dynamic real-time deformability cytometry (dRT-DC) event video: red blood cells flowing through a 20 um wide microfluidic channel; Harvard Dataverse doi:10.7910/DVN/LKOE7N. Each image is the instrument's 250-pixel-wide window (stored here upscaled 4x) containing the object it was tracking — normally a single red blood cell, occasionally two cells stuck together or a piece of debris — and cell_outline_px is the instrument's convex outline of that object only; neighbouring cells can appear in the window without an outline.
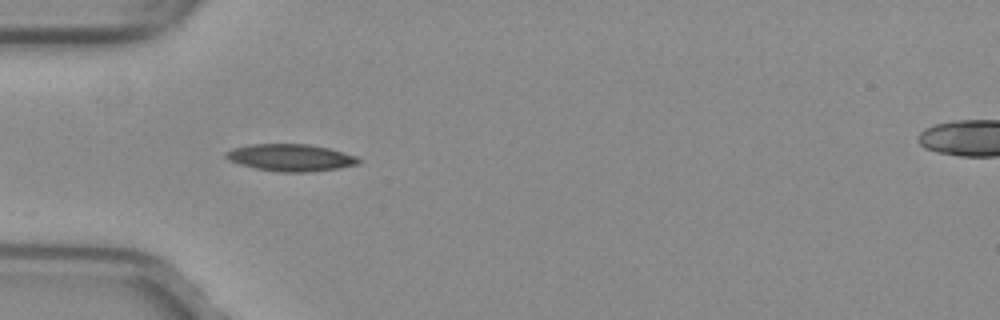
{"species": "common noctule bat (a hibernating species)", "species_latin": "Nyctalus noctula", "temperature_condition": "warm", "stored_images_in_passage": 36, "camera_frame_rate_fps": 3000, "um_per_image_px": 0.085, "animal": {"sex": "female", "body_mass_g": 29.2, "forearm_length_mm": 56.3}, "frame": {"image": 1, "passage_image": 1, "time_ms": 0.0, "image_size_px": [1000, 320], "cell_outline_px": [[360, 164], [336, 168], [308, 172], [280, 172], [256, 168], [240, 164], [228, 160], [224, 156], [224, 152], [232, 148], [252, 144], [308, 144], [328, 148], [356, 156], [360, 160]], "centroid_in_image_um": [24.67, 13.39], "position_along_channel_um": 60.3, "area_um2": 20.81}}
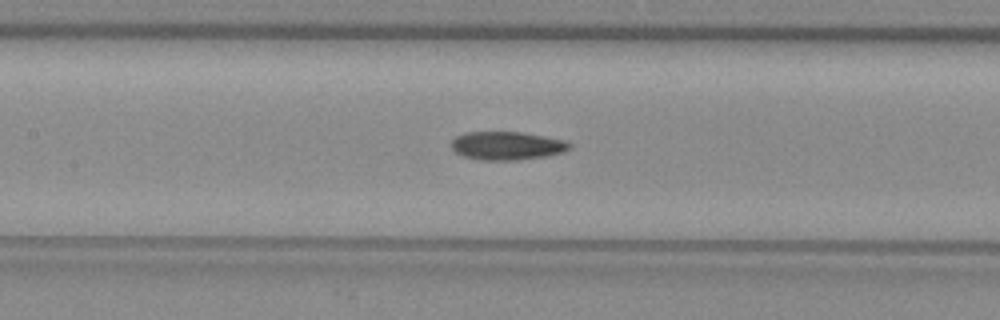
{"frame": {"image": 2, "passage_image": 9, "time_ms": 2.667, "image_size_px": [1000, 320], "cell_outline_px": [[572, 148], [564, 152], [548, 156], [516, 160], [480, 160], [464, 156], [456, 152], [452, 148], [452, 140], [456, 136], [464, 132], [520, 132], [544, 136], [564, 140], [572, 144]], "centroid_in_image_um": [43.12, 12.39], "position_along_channel_um": 164.3, "area_um2": 19.59}}
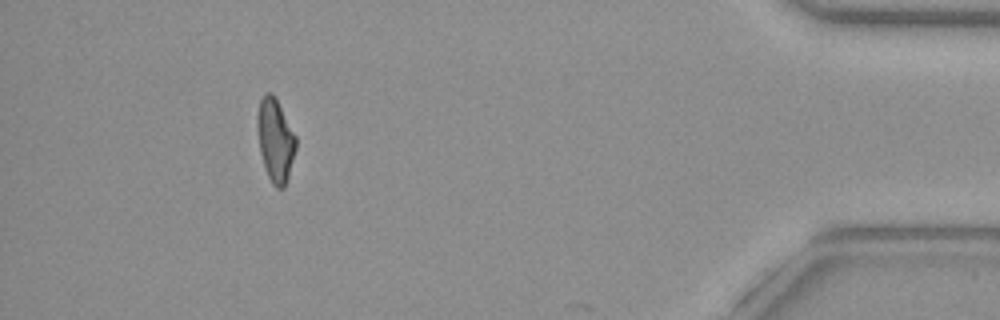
{"frame": {"image": 3, "passage_image": 32, "time_ms": 10.333, "image_size_px": [1000, 320], "cell_outline_px": [[296, 148], [288, 180], [284, 188], [276, 188], [272, 184], [268, 176], [260, 152], [256, 128], [256, 116], [260, 100], [264, 92], [272, 92], [296, 136]], "centroid_in_image_um": [23.39, 11.92], "position_along_channel_um": 411.8, "area_um2": 18.79}, "authors_computed_cell_mechanics": {"area_um2": 19.363, "velocity_mm_per_s": 4.0195, "shape_relaxation_time_tau1_ms": null, "shape_relaxation_time_tau2_ms": 4.8355, "deformation_change_tau1": null, "deformation_change_tau2": 0.1192}}